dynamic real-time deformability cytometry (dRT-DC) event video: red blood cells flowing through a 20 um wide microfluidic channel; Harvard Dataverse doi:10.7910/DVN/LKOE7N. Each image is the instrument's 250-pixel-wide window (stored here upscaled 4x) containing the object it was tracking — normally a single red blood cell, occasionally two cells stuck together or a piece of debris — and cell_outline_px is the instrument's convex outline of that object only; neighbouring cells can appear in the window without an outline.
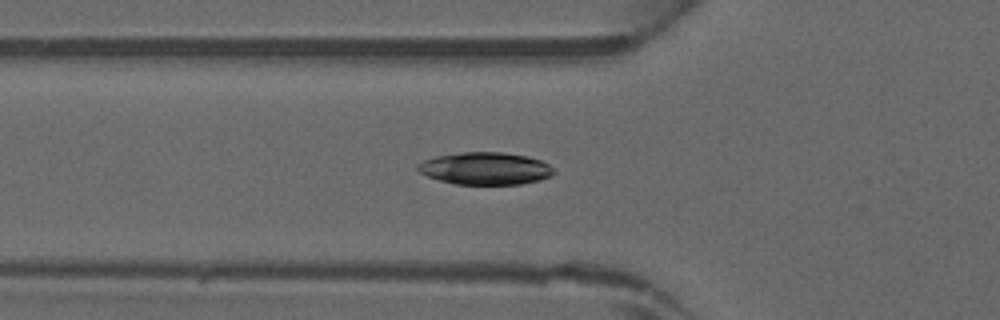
{"species": "common noctule bat (a hibernating species)", "species_latin": "Nyctalus noctula", "temperature_condition": "warm", "stored_images_in_passage": 46, "camera_frame_rate_fps": 3000, "um_per_image_px": 0.085, "animal": {"sex": "male", "forearm_length_mm": 52.5}, "frame": {"image": 1, "passage_image": 16, "time_ms": 5.0, "image_size_px": [1000, 320], "cell_outline_px": [[556, 172], [540, 180], [520, 184], [456, 184], [440, 180], [428, 176], [420, 172], [416, 168], [416, 164], [424, 160], [436, 156], [464, 152], [500, 152], [528, 156], [540, 160], [548, 164]], "centroid_in_image_um": [41.24, 14.31], "position_along_channel_um": 84.6, "area_um2": 25.49}}
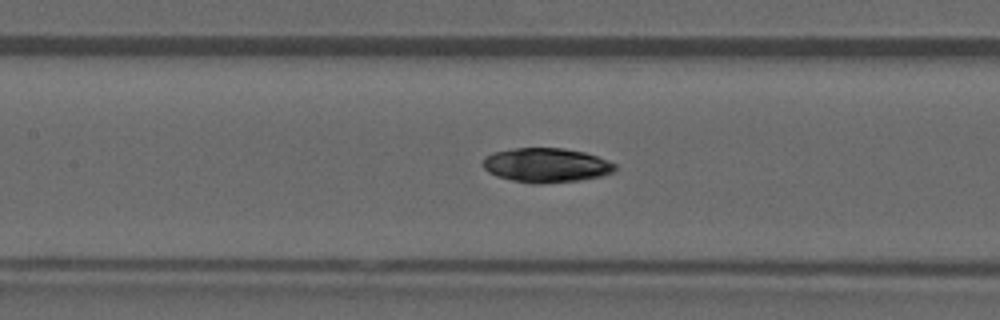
{"frame": {"image": 2, "passage_image": 21, "time_ms": 6.667, "image_size_px": [1000, 320], "cell_outline_px": [[616, 168], [612, 172], [604, 176], [580, 180], [544, 184], [540, 184], [512, 180], [496, 176], [488, 172], [480, 164], [484, 156], [492, 152], [516, 148], [564, 148], [584, 152], [608, 160], [616, 164]], "centroid_in_image_um": [46.41, 14.04], "position_along_channel_um": 161.0, "area_um2": 26.7}}
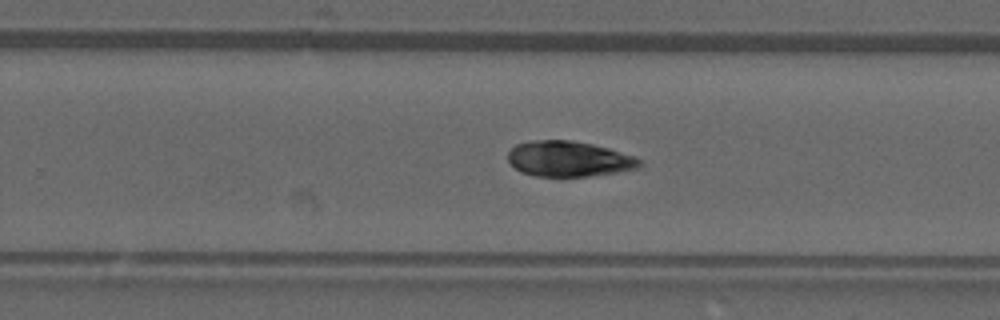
{"frame": {"image": 3, "passage_image": 29, "time_ms": 9.333, "image_size_px": [1000, 320], "cell_outline_px": [[644, 164], [636, 168], [616, 172], [588, 176], [536, 176], [520, 172], [508, 160], [508, 152], [516, 144], [532, 140], [572, 140], [592, 144], [608, 148], [636, 156]], "centroid_in_image_um": [48.35, 13.5], "position_along_channel_um": 281.4, "area_um2": 27.17}}